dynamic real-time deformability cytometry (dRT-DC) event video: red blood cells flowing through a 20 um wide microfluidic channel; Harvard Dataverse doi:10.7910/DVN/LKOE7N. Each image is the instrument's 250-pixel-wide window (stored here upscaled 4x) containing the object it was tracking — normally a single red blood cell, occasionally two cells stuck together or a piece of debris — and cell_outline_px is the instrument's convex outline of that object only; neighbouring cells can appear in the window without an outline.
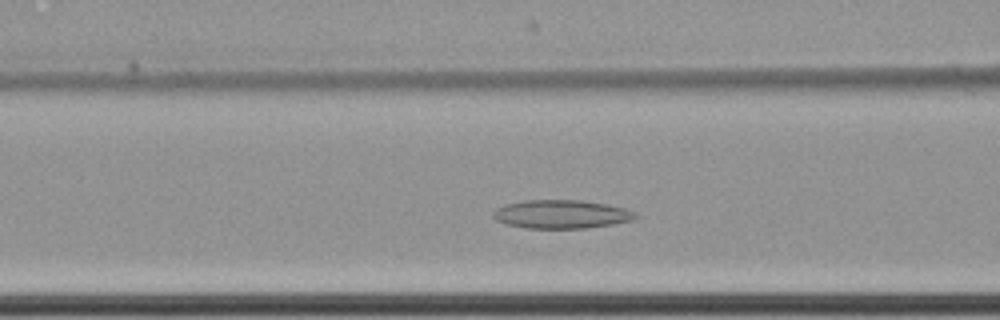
{"species": "common noctule bat (a hibernating species)", "species_latin": "Nyctalus noctula", "temperature_condition": "cold", "stored_images_in_passage": 51, "camera_frame_rate_fps": 3000, "um_per_image_px": 0.085, "animal": {"sex": "female", "body_mass_g": 22.7, "forearm_length_mm": 54.2}, "frame": {"image": 1, "passage_image": 16, "time_ms": 5.0, "image_size_px": [1000, 320], "cell_outline_px": [[640, 216], [632, 220], [612, 224], [588, 228], [528, 228], [508, 224], [496, 220], [492, 216], [492, 212], [496, 208], [504, 204], [524, 200], [580, 200], [608, 204], [628, 208], [636, 212]], "centroid_in_image_um": [47.75, 18.2], "position_along_channel_um": 118.8, "area_um2": 23.87}}
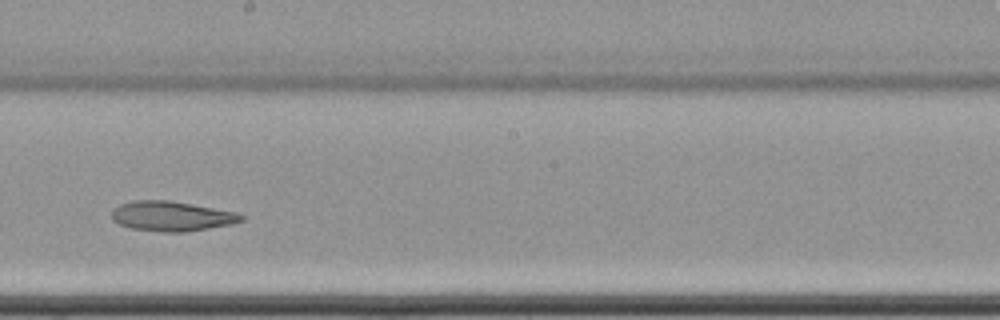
{"frame": {"image": 2, "passage_image": 26, "time_ms": 8.333, "image_size_px": [1000, 320], "cell_outline_px": [[244, 220], [232, 224], [184, 232], [160, 232], [132, 228], [120, 224], [112, 220], [112, 208], [120, 204], [136, 200], [168, 200], [192, 204], [236, 212], [244, 216]], "centroid_in_image_um": [14.58, 18.37], "position_along_channel_um": 233.6, "area_um2": 22.48}}
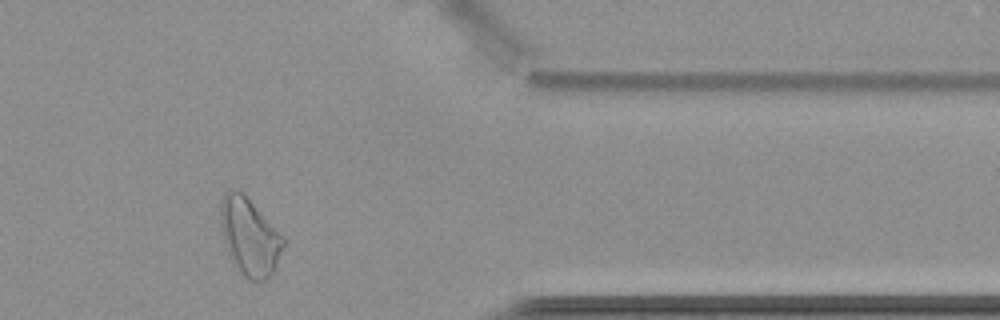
{"frame": {"image": 3, "passage_image": 41, "time_ms": 13.333, "image_size_px": [1000, 320], "cell_outline_px": [[284, 244], [276, 264], [272, 272], [264, 280], [248, 280], [240, 272], [232, 260], [228, 252], [224, 240], [220, 220], [220, 204], [224, 192], [228, 188], [236, 188], [244, 192], [284, 236]], "centroid_in_image_um": [21.19, 20.04], "position_along_channel_um": 390.2, "area_um2": 28.32}}